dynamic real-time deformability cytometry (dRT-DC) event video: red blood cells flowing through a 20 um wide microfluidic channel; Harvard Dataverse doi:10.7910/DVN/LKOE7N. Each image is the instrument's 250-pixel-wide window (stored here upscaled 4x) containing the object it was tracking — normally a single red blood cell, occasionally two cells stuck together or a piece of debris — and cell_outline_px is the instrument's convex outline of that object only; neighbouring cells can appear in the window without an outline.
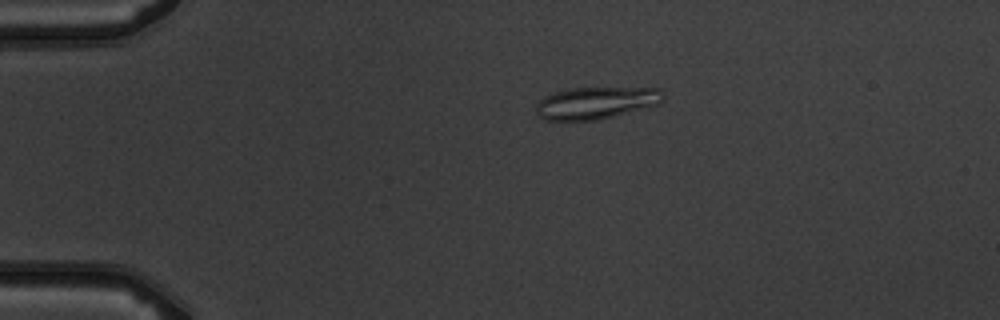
{"species": "common noctule bat (a hibernating species)", "species_latin": "Nyctalus noctula", "temperature_condition": "warm", "stored_images_in_passage": 5, "camera_frame_rate_fps": 3000, "um_per_image_px": 0.085, "animal": {"sex": "male", "body_mass_g": 19.5, "forearm_length_mm": 54.6}, "frame": {"image": 1, "passage_image": 5, "time_ms": 5.333, "image_size_px": [1000, 320], "cell_outline_px": [[664, 100], [660, 104], [600, 120], [544, 120], [536, 116], [536, 104], [544, 96], [568, 88], [660, 88], [664, 92]], "centroid_in_image_um": [50.67, 8.75], "position_along_channel_um": 34.3, "area_um2": 24.04}}